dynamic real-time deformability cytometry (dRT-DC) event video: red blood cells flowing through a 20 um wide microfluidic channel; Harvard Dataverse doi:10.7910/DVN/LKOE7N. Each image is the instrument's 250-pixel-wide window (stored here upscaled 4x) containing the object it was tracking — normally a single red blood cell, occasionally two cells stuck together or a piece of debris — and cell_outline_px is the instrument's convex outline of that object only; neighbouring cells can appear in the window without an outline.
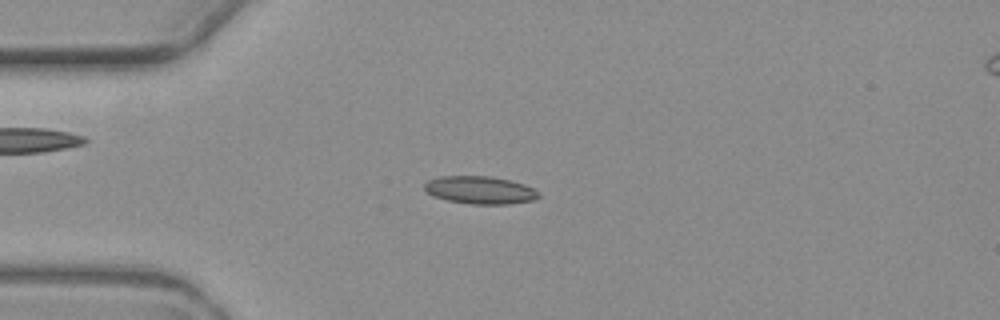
{"species": "common noctule bat (a hibernating species)", "species_latin": "Nyctalus noctula", "temperature_condition": "warm", "stored_images_in_passage": 8, "camera_frame_rate_fps": 3000, "um_per_image_px": 0.085, "animal": {"sex": "female", "body_mass_g": 19.3, "forearm_length_mm": 54.1}, "frame": {"image": 1, "passage_image": 3, "time_ms": 2.333, "image_size_px": [1000, 320], "cell_outline_px": [[540, 196], [536, 200], [508, 204], [472, 204], [448, 200], [432, 196], [424, 188], [424, 184], [428, 180], [440, 176], [492, 176], [524, 184], [532, 188]], "centroid_in_image_um": [40.79, 16.15], "position_along_channel_um": 44.2, "area_um2": 18.38}}
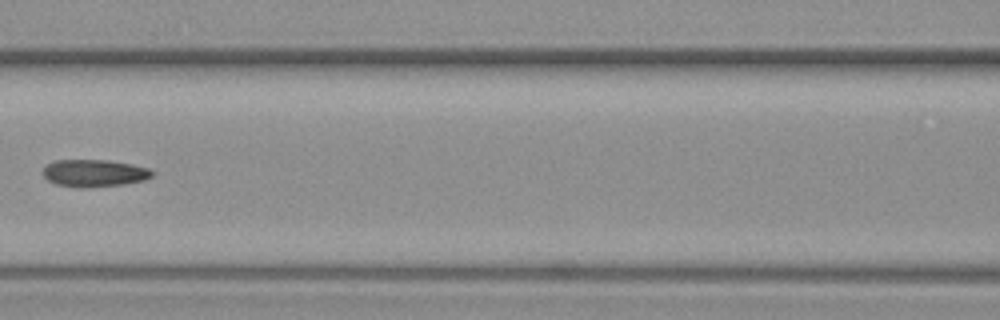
{"frame": {"image": 2, "passage_image": 6, "time_ms": 6.0, "image_size_px": [1000, 320], "cell_outline_px": [[156, 172], [152, 176], [144, 180], [124, 184], [88, 188], [76, 188], [56, 184], [48, 180], [40, 172], [48, 164], [56, 160], [108, 160], [132, 164], [148, 168]], "centroid_in_image_um": [8.01, 14.72], "position_along_channel_um": 158.6, "area_um2": 17.57}}
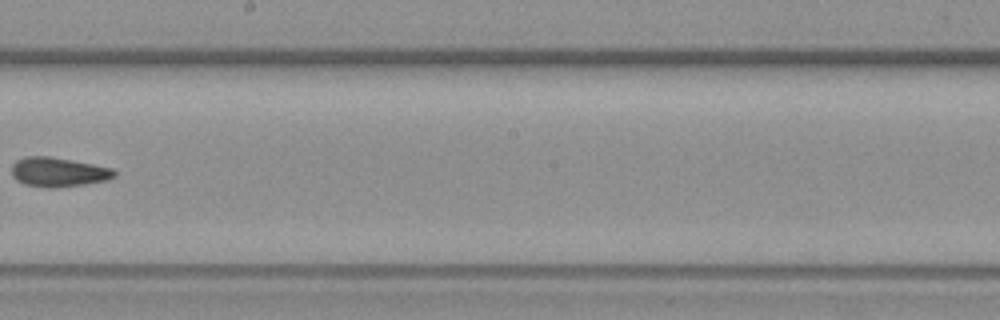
{"frame": {"image": 3, "passage_image": 8, "time_ms": 8.333, "image_size_px": [1000, 320], "cell_outline_px": [[116, 176], [108, 180], [84, 184], [48, 188], [24, 184], [16, 180], [12, 176], [12, 164], [16, 160], [24, 156], [48, 156], [72, 160], [116, 168]], "centroid_in_image_um": [4.97, 14.61], "position_along_channel_um": 243.2, "area_um2": 17.74}}